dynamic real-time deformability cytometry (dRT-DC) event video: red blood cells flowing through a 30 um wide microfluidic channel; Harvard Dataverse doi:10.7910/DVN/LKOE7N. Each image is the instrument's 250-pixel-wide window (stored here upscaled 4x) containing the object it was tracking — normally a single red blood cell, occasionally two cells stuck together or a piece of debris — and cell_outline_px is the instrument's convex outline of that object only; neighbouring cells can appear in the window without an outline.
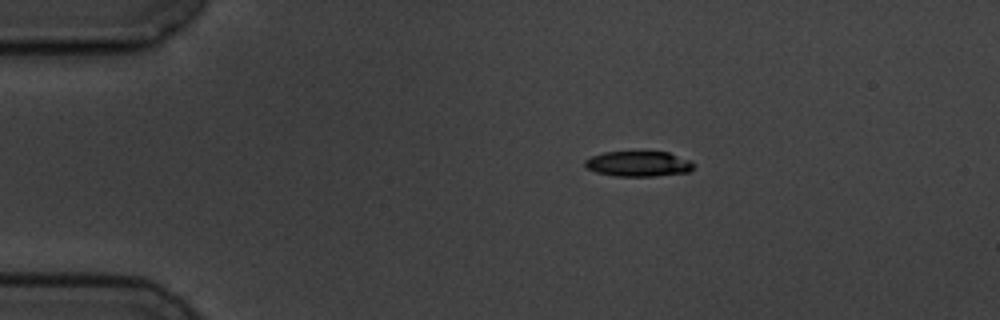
{"species": "common noctule bat (a hibernating species)", "species_latin": "Nyctalus noctula", "temperature_condition": "cold", "stored_images_in_passage": 8, "camera_frame_rate_fps": 3000, "um_per_image_px": 0.085, "animal": {"sex": "male", "body_mass_g": 19.5, "forearm_length_mm": 54.6}, "frame": {"image": 1, "passage_image": 1, "time_ms": 0.0, "image_size_px": [1000, 320], "cell_outline_px": [[696, 164], [688, 172], [656, 176], [616, 176], [596, 172], [588, 168], [584, 164], [584, 160], [592, 156], [604, 152], [668, 152], [688, 160]], "centroid_in_image_um": [54.26, 13.93], "position_along_channel_um": 30.7, "area_um2": 15.9}}
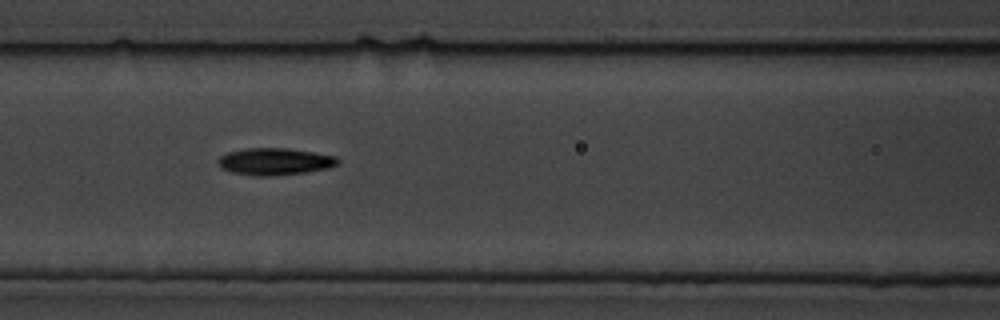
{"frame": {"image": 2, "passage_image": 5, "time_ms": 4.667, "image_size_px": [1000, 320], "cell_outline_px": [[340, 160], [336, 164], [328, 168], [308, 172], [272, 176], [256, 176], [232, 172], [216, 164], [216, 160], [220, 156], [228, 152], [248, 148], [288, 148], [336, 156]], "centroid_in_image_um": [23.34, 13.73], "position_along_channel_um": 143.3, "area_um2": 18.84}}
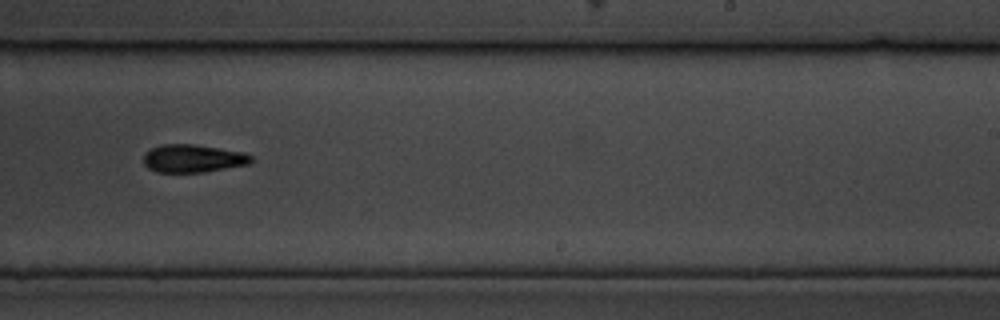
{"frame": {"image": 3, "passage_image": 8, "time_ms": 8.333, "image_size_px": [1000, 320], "cell_outline_px": [[252, 160], [248, 164], [204, 172], [156, 172], [148, 168], [144, 164], [144, 152], [160, 144], [196, 144], [244, 152], [252, 156]], "centroid_in_image_um": [16.38, 13.46], "position_along_channel_um": 272.6, "area_um2": 17.57}}